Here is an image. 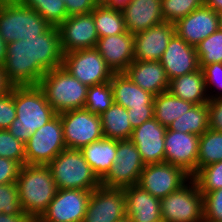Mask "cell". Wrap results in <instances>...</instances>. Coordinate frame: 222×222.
<instances>
[{
    "label": "cell",
    "instance_id": "cell-36",
    "mask_svg": "<svg viewBox=\"0 0 222 222\" xmlns=\"http://www.w3.org/2000/svg\"><path fill=\"white\" fill-rule=\"evenodd\" d=\"M113 92L110 82L88 88L84 108L91 113L101 115L113 104Z\"/></svg>",
    "mask_w": 222,
    "mask_h": 222
},
{
    "label": "cell",
    "instance_id": "cell-49",
    "mask_svg": "<svg viewBox=\"0 0 222 222\" xmlns=\"http://www.w3.org/2000/svg\"><path fill=\"white\" fill-rule=\"evenodd\" d=\"M132 0H101L107 7L122 9Z\"/></svg>",
    "mask_w": 222,
    "mask_h": 222
},
{
    "label": "cell",
    "instance_id": "cell-53",
    "mask_svg": "<svg viewBox=\"0 0 222 222\" xmlns=\"http://www.w3.org/2000/svg\"><path fill=\"white\" fill-rule=\"evenodd\" d=\"M117 222H132L131 219L129 217H124L123 219L117 221Z\"/></svg>",
    "mask_w": 222,
    "mask_h": 222
},
{
    "label": "cell",
    "instance_id": "cell-38",
    "mask_svg": "<svg viewBox=\"0 0 222 222\" xmlns=\"http://www.w3.org/2000/svg\"><path fill=\"white\" fill-rule=\"evenodd\" d=\"M192 179L202 194L222 188V161L200 168Z\"/></svg>",
    "mask_w": 222,
    "mask_h": 222
},
{
    "label": "cell",
    "instance_id": "cell-31",
    "mask_svg": "<svg viewBox=\"0 0 222 222\" xmlns=\"http://www.w3.org/2000/svg\"><path fill=\"white\" fill-rule=\"evenodd\" d=\"M92 14L99 38L127 31L122 10L119 8L107 7L100 2L92 11Z\"/></svg>",
    "mask_w": 222,
    "mask_h": 222
},
{
    "label": "cell",
    "instance_id": "cell-13",
    "mask_svg": "<svg viewBox=\"0 0 222 222\" xmlns=\"http://www.w3.org/2000/svg\"><path fill=\"white\" fill-rule=\"evenodd\" d=\"M91 193L82 189H58L35 222H83Z\"/></svg>",
    "mask_w": 222,
    "mask_h": 222
},
{
    "label": "cell",
    "instance_id": "cell-7",
    "mask_svg": "<svg viewBox=\"0 0 222 222\" xmlns=\"http://www.w3.org/2000/svg\"><path fill=\"white\" fill-rule=\"evenodd\" d=\"M65 148L60 114H56L25 143L26 164L48 165Z\"/></svg>",
    "mask_w": 222,
    "mask_h": 222
},
{
    "label": "cell",
    "instance_id": "cell-16",
    "mask_svg": "<svg viewBox=\"0 0 222 222\" xmlns=\"http://www.w3.org/2000/svg\"><path fill=\"white\" fill-rule=\"evenodd\" d=\"M200 136L166 129L165 163L181 167L191 177L197 172Z\"/></svg>",
    "mask_w": 222,
    "mask_h": 222
},
{
    "label": "cell",
    "instance_id": "cell-4",
    "mask_svg": "<svg viewBox=\"0 0 222 222\" xmlns=\"http://www.w3.org/2000/svg\"><path fill=\"white\" fill-rule=\"evenodd\" d=\"M50 25L18 0H0V35L6 44L44 33Z\"/></svg>",
    "mask_w": 222,
    "mask_h": 222
},
{
    "label": "cell",
    "instance_id": "cell-30",
    "mask_svg": "<svg viewBox=\"0 0 222 222\" xmlns=\"http://www.w3.org/2000/svg\"><path fill=\"white\" fill-rule=\"evenodd\" d=\"M154 118L164 127L189 111L195 104L173 96L169 91L154 96Z\"/></svg>",
    "mask_w": 222,
    "mask_h": 222
},
{
    "label": "cell",
    "instance_id": "cell-25",
    "mask_svg": "<svg viewBox=\"0 0 222 222\" xmlns=\"http://www.w3.org/2000/svg\"><path fill=\"white\" fill-rule=\"evenodd\" d=\"M124 73L136 85L153 95L168 91L169 79L159 61L134 60Z\"/></svg>",
    "mask_w": 222,
    "mask_h": 222
},
{
    "label": "cell",
    "instance_id": "cell-3",
    "mask_svg": "<svg viewBox=\"0 0 222 222\" xmlns=\"http://www.w3.org/2000/svg\"><path fill=\"white\" fill-rule=\"evenodd\" d=\"M38 87L56 114L84 108L89 88L62 66L45 73Z\"/></svg>",
    "mask_w": 222,
    "mask_h": 222
},
{
    "label": "cell",
    "instance_id": "cell-46",
    "mask_svg": "<svg viewBox=\"0 0 222 222\" xmlns=\"http://www.w3.org/2000/svg\"><path fill=\"white\" fill-rule=\"evenodd\" d=\"M209 128L222 132V98L208 101Z\"/></svg>",
    "mask_w": 222,
    "mask_h": 222
},
{
    "label": "cell",
    "instance_id": "cell-24",
    "mask_svg": "<svg viewBox=\"0 0 222 222\" xmlns=\"http://www.w3.org/2000/svg\"><path fill=\"white\" fill-rule=\"evenodd\" d=\"M126 214L135 222H163L161 218L160 199L154 197L139 185L124 188Z\"/></svg>",
    "mask_w": 222,
    "mask_h": 222
},
{
    "label": "cell",
    "instance_id": "cell-43",
    "mask_svg": "<svg viewBox=\"0 0 222 222\" xmlns=\"http://www.w3.org/2000/svg\"><path fill=\"white\" fill-rule=\"evenodd\" d=\"M16 118L14 105V86L0 96V129L7 130Z\"/></svg>",
    "mask_w": 222,
    "mask_h": 222
},
{
    "label": "cell",
    "instance_id": "cell-8",
    "mask_svg": "<svg viewBox=\"0 0 222 222\" xmlns=\"http://www.w3.org/2000/svg\"><path fill=\"white\" fill-rule=\"evenodd\" d=\"M141 155L130 139L117 141L116 158L108 173L100 180L107 188L137 185L143 168Z\"/></svg>",
    "mask_w": 222,
    "mask_h": 222
},
{
    "label": "cell",
    "instance_id": "cell-40",
    "mask_svg": "<svg viewBox=\"0 0 222 222\" xmlns=\"http://www.w3.org/2000/svg\"><path fill=\"white\" fill-rule=\"evenodd\" d=\"M0 213L7 215L25 214L21 208L16 183L0 184Z\"/></svg>",
    "mask_w": 222,
    "mask_h": 222
},
{
    "label": "cell",
    "instance_id": "cell-17",
    "mask_svg": "<svg viewBox=\"0 0 222 222\" xmlns=\"http://www.w3.org/2000/svg\"><path fill=\"white\" fill-rule=\"evenodd\" d=\"M175 33L186 43L196 47L205 38L220 29L219 13L205 4L175 24Z\"/></svg>",
    "mask_w": 222,
    "mask_h": 222
},
{
    "label": "cell",
    "instance_id": "cell-51",
    "mask_svg": "<svg viewBox=\"0 0 222 222\" xmlns=\"http://www.w3.org/2000/svg\"><path fill=\"white\" fill-rule=\"evenodd\" d=\"M204 4L217 13L222 12V0H204Z\"/></svg>",
    "mask_w": 222,
    "mask_h": 222
},
{
    "label": "cell",
    "instance_id": "cell-9",
    "mask_svg": "<svg viewBox=\"0 0 222 222\" xmlns=\"http://www.w3.org/2000/svg\"><path fill=\"white\" fill-rule=\"evenodd\" d=\"M66 148L81 149L104 137L100 115L85 108L60 114Z\"/></svg>",
    "mask_w": 222,
    "mask_h": 222
},
{
    "label": "cell",
    "instance_id": "cell-27",
    "mask_svg": "<svg viewBox=\"0 0 222 222\" xmlns=\"http://www.w3.org/2000/svg\"><path fill=\"white\" fill-rule=\"evenodd\" d=\"M168 91L173 96L184 101H189L195 105L208 103L209 101L206 83L201 68L195 72L170 80Z\"/></svg>",
    "mask_w": 222,
    "mask_h": 222
},
{
    "label": "cell",
    "instance_id": "cell-19",
    "mask_svg": "<svg viewBox=\"0 0 222 222\" xmlns=\"http://www.w3.org/2000/svg\"><path fill=\"white\" fill-rule=\"evenodd\" d=\"M30 40L31 62L44 75L62 66L64 53L56 26H50L39 36Z\"/></svg>",
    "mask_w": 222,
    "mask_h": 222
},
{
    "label": "cell",
    "instance_id": "cell-34",
    "mask_svg": "<svg viewBox=\"0 0 222 222\" xmlns=\"http://www.w3.org/2000/svg\"><path fill=\"white\" fill-rule=\"evenodd\" d=\"M22 5L37 11L50 26L58 27L67 17L63 0H18Z\"/></svg>",
    "mask_w": 222,
    "mask_h": 222
},
{
    "label": "cell",
    "instance_id": "cell-2",
    "mask_svg": "<svg viewBox=\"0 0 222 222\" xmlns=\"http://www.w3.org/2000/svg\"><path fill=\"white\" fill-rule=\"evenodd\" d=\"M16 184L21 208L34 221L47 209L58 190L47 165H23Z\"/></svg>",
    "mask_w": 222,
    "mask_h": 222
},
{
    "label": "cell",
    "instance_id": "cell-29",
    "mask_svg": "<svg viewBox=\"0 0 222 222\" xmlns=\"http://www.w3.org/2000/svg\"><path fill=\"white\" fill-rule=\"evenodd\" d=\"M101 124L105 138L114 140L130 139L133 128L128 120V111L121 105L113 104L101 115Z\"/></svg>",
    "mask_w": 222,
    "mask_h": 222
},
{
    "label": "cell",
    "instance_id": "cell-50",
    "mask_svg": "<svg viewBox=\"0 0 222 222\" xmlns=\"http://www.w3.org/2000/svg\"><path fill=\"white\" fill-rule=\"evenodd\" d=\"M11 88V85L7 82L3 68L0 67V96L7 93Z\"/></svg>",
    "mask_w": 222,
    "mask_h": 222
},
{
    "label": "cell",
    "instance_id": "cell-33",
    "mask_svg": "<svg viewBox=\"0 0 222 222\" xmlns=\"http://www.w3.org/2000/svg\"><path fill=\"white\" fill-rule=\"evenodd\" d=\"M222 161V132L207 129L199 138L197 171Z\"/></svg>",
    "mask_w": 222,
    "mask_h": 222
},
{
    "label": "cell",
    "instance_id": "cell-48",
    "mask_svg": "<svg viewBox=\"0 0 222 222\" xmlns=\"http://www.w3.org/2000/svg\"><path fill=\"white\" fill-rule=\"evenodd\" d=\"M0 222H35L28 214L7 215L0 213Z\"/></svg>",
    "mask_w": 222,
    "mask_h": 222
},
{
    "label": "cell",
    "instance_id": "cell-20",
    "mask_svg": "<svg viewBox=\"0 0 222 222\" xmlns=\"http://www.w3.org/2000/svg\"><path fill=\"white\" fill-rule=\"evenodd\" d=\"M174 34L175 25L165 21L135 33L134 60L159 61Z\"/></svg>",
    "mask_w": 222,
    "mask_h": 222
},
{
    "label": "cell",
    "instance_id": "cell-37",
    "mask_svg": "<svg viewBox=\"0 0 222 222\" xmlns=\"http://www.w3.org/2000/svg\"><path fill=\"white\" fill-rule=\"evenodd\" d=\"M203 5L204 0H161L163 19L175 24Z\"/></svg>",
    "mask_w": 222,
    "mask_h": 222
},
{
    "label": "cell",
    "instance_id": "cell-47",
    "mask_svg": "<svg viewBox=\"0 0 222 222\" xmlns=\"http://www.w3.org/2000/svg\"><path fill=\"white\" fill-rule=\"evenodd\" d=\"M128 120L131 122L132 128L135 129L147 120L154 117V106H144L138 108H128Z\"/></svg>",
    "mask_w": 222,
    "mask_h": 222
},
{
    "label": "cell",
    "instance_id": "cell-15",
    "mask_svg": "<svg viewBox=\"0 0 222 222\" xmlns=\"http://www.w3.org/2000/svg\"><path fill=\"white\" fill-rule=\"evenodd\" d=\"M57 28L63 53L95 48L99 39L92 12L68 16Z\"/></svg>",
    "mask_w": 222,
    "mask_h": 222
},
{
    "label": "cell",
    "instance_id": "cell-28",
    "mask_svg": "<svg viewBox=\"0 0 222 222\" xmlns=\"http://www.w3.org/2000/svg\"><path fill=\"white\" fill-rule=\"evenodd\" d=\"M80 151L90 165L91 170L101 180L115 161L117 140L103 137L89 145L83 146Z\"/></svg>",
    "mask_w": 222,
    "mask_h": 222
},
{
    "label": "cell",
    "instance_id": "cell-21",
    "mask_svg": "<svg viewBox=\"0 0 222 222\" xmlns=\"http://www.w3.org/2000/svg\"><path fill=\"white\" fill-rule=\"evenodd\" d=\"M159 62L169 81L200 69L196 47L186 43L176 33L170 39Z\"/></svg>",
    "mask_w": 222,
    "mask_h": 222
},
{
    "label": "cell",
    "instance_id": "cell-52",
    "mask_svg": "<svg viewBox=\"0 0 222 222\" xmlns=\"http://www.w3.org/2000/svg\"><path fill=\"white\" fill-rule=\"evenodd\" d=\"M6 42L3 40L0 35V67H3L6 61Z\"/></svg>",
    "mask_w": 222,
    "mask_h": 222
},
{
    "label": "cell",
    "instance_id": "cell-45",
    "mask_svg": "<svg viewBox=\"0 0 222 222\" xmlns=\"http://www.w3.org/2000/svg\"><path fill=\"white\" fill-rule=\"evenodd\" d=\"M68 16L92 12L101 0H63Z\"/></svg>",
    "mask_w": 222,
    "mask_h": 222
},
{
    "label": "cell",
    "instance_id": "cell-23",
    "mask_svg": "<svg viewBox=\"0 0 222 222\" xmlns=\"http://www.w3.org/2000/svg\"><path fill=\"white\" fill-rule=\"evenodd\" d=\"M121 10L126 30L132 34L164 22L161 0H132Z\"/></svg>",
    "mask_w": 222,
    "mask_h": 222
},
{
    "label": "cell",
    "instance_id": "cell-14",
    "mask_svg": "<svg viewBox=\"0 0 222 222\" xmlns=\"http://www.w3.org/2000/svg\"><path fill=\"white\" fill-rule=\"evenodd\" d=\"M126 216L124 188L100 185L92 190L83 222H117Z\"/></svg>",
    "mask_w": 222,
    "mask_h": 222
},
{
    "label": "cell",
    "instance_id": "cell-44",
    "mask_svg": "<svg viewBox=\"0 0 222 222\" xmlns=\"http://www.w3.org/2000/svg\"><path fill=\"white\" fill-rule=\"evenodd\" d=\"M22 165L9 158L0 157V184L16 183Z\"/></svg>",
    "mask_w": 222,
    "mask_h": 222
},
{
    "label": "cell",
    "instance_id": "cell-42",
    "mask_svg": "<svg viewBox=\"0 0 222 222\" xmlns=\"http://www.w3.org/2000/svg\"><path fill=\"white\" fill-rule=\"evenodd\" d=\"M203 195V219L222 222V188Z\"/></svg>",
    "mask_w": 222,
    "mask_h": 222
},
{
    "label": "cell",
    "instance_id": "cell-54",
    "mask_svg": "<svg viewBox=\"0 0 222 222\" xmlns=\"http://www.w3.org/2000/svg\"><path fill=\"white\" fill-rule=\"evenodd\" d=\"M219 18H220V29H222V12L219 13Z\"/></svg>",
    "mask_w": 222,
    "mask_h": 222
},
{
    "label": "cell",
    "instance_id": "cell-22",
    "mask_svg": "<svg viewBox=\"0 0 222 222\" xmlns=\"http://www.w3.org/2000/svg\"><path fill=\"white\" fill-rule=\"evenodd\" d=\"M95 49L113 73H124L134 61V34L126 31L117 35L100 37Z\"/></svg>",
    "mask_w": 222,
    "mask_h": 222
},
{
    "label": "cell",
    "instance_id": "cell-5",
    "mask_svg": "<svg viewBox=\"0 0 222 222\" xmlns=\"http://www.w3.org/2000/svg\"><path fill=\"white\" fill-rule=\"evenodd\" d=\"M47 166L57 189L92 191L101 185L80 149L65 148Z\"/></svg>",
    "mask_w": 222,
    "mask_h": 222
},
{
    "label": "cell",
    "instance_id": "cell-26",
    "mask_svg": "<svg viewBox=\"0 0 222 222\" xmlns=\"http://www.w3.org/2000/svg\"><path fill=\"white\" fill-rule=\"evenodd\" d=\"M114 103L124 108L154 106V96L136 85L125 73H114L110 79Z\"/></svg>",
    "mask_w": 222,
    "mask_h": 222
},
{
    "label": "cell",
    "instance_id": "cell-18",
    "mask_svg": "<svg viewBox=\"0 0 222 222\" xmlns=\"http://www.w3.org/2000/svg\"><path fill=\"white\" fill-rule=\"evenodd\" d=\"M166 129L154 117L133 129L130 140L137 147L145 165L165 162Z\"/></svg>",
    "mask_w": 222,
    "mask_h": 222
},
{
    "label": "cell",
    "instance_id": "cell-39",
    "mask_svg": "<svg viewBox=\"0 0 222 222\" xmlns=\"http://www.w3.org/2000/svg\"><path fill=\"white\" fill-rule=\"evenodd\" d=\"M0 157L25 165V143L17 140L8 130L0 129Z\"/></svg>",
    "mask_w": 222,
    "mask_h": 222
},
{
    "label": "cell",
    "instance_id": "cell-11",
    "mask_svg": "<svg viewBox=\"0 0 222 222\" xmlns=\"http://www.w3.org/2000/svg\"><path fill=\"white\" fill-rule=\"evenodd\" d=\"M3 72L11 86H37L43 74L31 62L30 40L7 44Z\"/></svg>",
    "mask_w": 222,
    "mask_h": 222
},
{
    "label": "cell",
    "instance_id": "cell-10",
    "mask_svg": "<svg viewBox=\"0 0 222 222\" xmlns=\"http://www.w3.org/2000/svg\"><path fill=\"white\" fill-rule=\"evenodd\" d=\"M62 67L88 87L110 82L114 74L95 48L64 53Z\"/></svg>",
    "mask_w": 222,
    "mask_h": 222
},
{
    "label": "cell",
    "instance_id": "cell-6",
    "mask_svg": "<svg viewBox=\"0 0 222 222\" xmlns=\"http://www.w3.org/2000/svg\"><path fill=\"white\" fill-rule=\"evenodd\" d=\"M163 222H201L203 195L191 178L179 190L160 199Z\"/></svg>",
    "mask_w": 222,
    "mask_h": 222
},
{
    "label": "cell",
    "instance_id": "cell-1",
    "mask_svg": "<svg viewBox=\"0 0 222 222\" xmlns=\"http://www.w3.org/2000/svg\"><path fill=\"white\" fill-rule=\"evenodd\" d=\"M14 105L16 118L7 130L23 143L56 115L38 85L14 86Z\"/></svg>",
    "mask_w": 222,
    "mask_h": 222
},
{
    "label": "cell",
    "instance_id": "cell-32",
    "mask_svg": "<svg viewBox=\"0 0 222 222\" xmlns=\"http://www.w3.org/2000/svg\"><path fill=\"white\" fill-rule=\"evenodd\" d=\"M167 129L201 136L209 129L208 104L194 105L189 111L174 120Z\"/></svg>",
    "mask_w": 222,
    "mask_h": 222
},
{
    "label": "cell",
    "instance_id": "cell-41",
    "mask_svg": "<svg viewBox=\"0 0 222 222\" xmlns=\"http://www.w3.org/2000/svg\"><path fill=\"white\" fill-rule=\"evenodd\" d=\"M202 71L206 83L209 100L215 98H222V63L209 64L207 66H204L202 68Z\"/></svg>",
    "mask_w": 222,
    "mask_h": 222
},
{
    "label": "cell",
    "instance_id": "cell-35",
    "mask_svg": "<svg viewBox=\"0 0 222 222\" xmlns=\"http://www.w3.org/2000/svg\"><path fill=\"white\" fill-rule=\"evenodd\" d=\"M199 67L222 63V29L217 30L196 46Z\"/></svg>",
    "mask_w": 222,
    "mask_h": 222
},
{
    "label": "cell",
    "instance_id": "cell-12",
    "mask_svg": "<svg viewBox=\"0 0 222 222\" xmlns=\"http://www.w3.org/2000/svg\"><path fill=\"white\" fill-rule=\"evenodd\" d=\"M191 178L181 167L169 163L146 164L137 185L161 199L179 190Z\"/></svg>",
    "mask_w": 222,
    "mask_h": 222
}]
</instances>
